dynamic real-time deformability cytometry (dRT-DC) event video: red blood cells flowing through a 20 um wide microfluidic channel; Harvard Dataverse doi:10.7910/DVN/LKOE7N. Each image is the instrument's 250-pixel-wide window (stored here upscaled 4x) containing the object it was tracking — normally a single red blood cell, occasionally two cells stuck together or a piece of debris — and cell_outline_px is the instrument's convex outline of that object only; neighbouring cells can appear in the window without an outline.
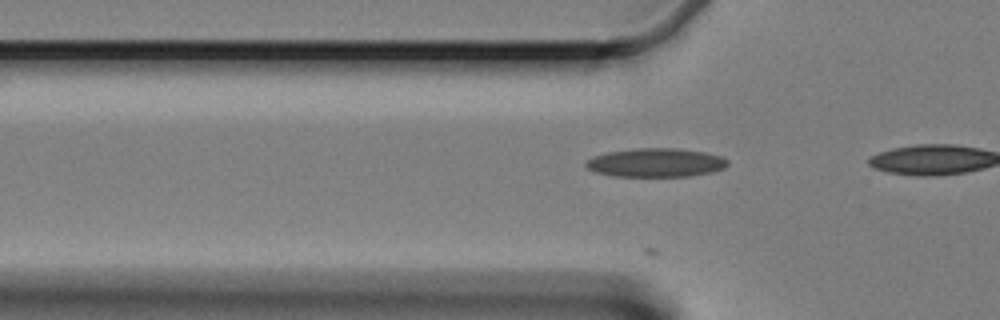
{"species": "Egyptian fruit bat (a non-hibernating species)", "species_latin": "Rousettus aegyptiacus", "temperature_condition": "cold", "stored_images_in_passage": 6, "camera_frame_rate_fps": 3000, "um_per_image_px": 0.085, "animal": {"sex": "female"}, "frame": {"image": 1, "passage_image": 5, "time_ms": 1.333, "image_size_px": [1000, 320], "cell_outline_px": [[728, 164], [724, 168], [712, 172], [688, 176], [612, 176], [596, 172], [588, 168], [584, 164], [584, 160], [592, 156], [608, 152], [636, 148], [680, 148], [704, 152], [720, 156], [728, 160]], "centroid_in_image_um": [55.72, 13.82], "position_along_channel_um": 70.1, "area_um2": 23.81}}